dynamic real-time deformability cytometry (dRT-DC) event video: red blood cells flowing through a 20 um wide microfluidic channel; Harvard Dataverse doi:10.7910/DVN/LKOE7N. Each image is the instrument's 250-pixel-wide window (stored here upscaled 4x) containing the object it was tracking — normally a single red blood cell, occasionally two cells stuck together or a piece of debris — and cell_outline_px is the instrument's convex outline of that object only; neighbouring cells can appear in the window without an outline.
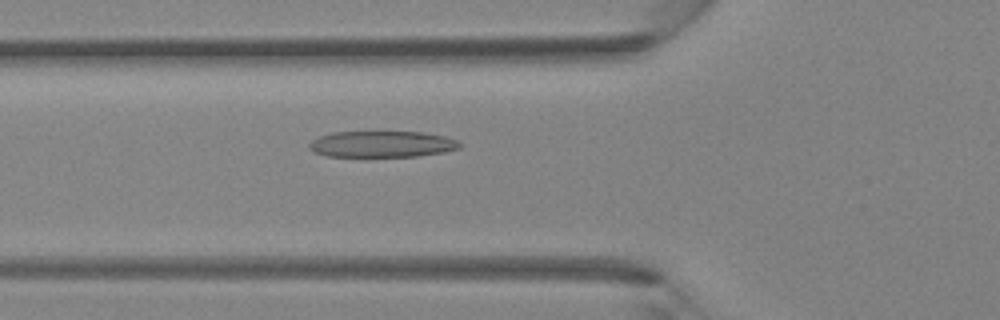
{"species": "Egyptian fruit bat (a non-hibernating species)", "species_latin": "Rousettus aegyptiacus", "temperature_condition": "room temperature", "stored_images_in_passage": 41, "camera_frame_rate_fps": 3000, "um_per_image_px": 0.085, "animal": {"sex": "female"}, "frame": {"image": 1, "passage_image": 15, "time_ms": 4.667, "image_size_px": [1000, 320], "cell_outline_px": [[460, 148], [444, 152], [416, 156], [324, 156], [308, 148], [308, 144], [312, 140], [320, 136], [332, 132], [424, 132], [444, 136], [456, 140], [460, 144]], "centroid_in_image_um": [32.45, 12.25], "position_along_channel_um": 93.4, "area_um2": 22.89}}
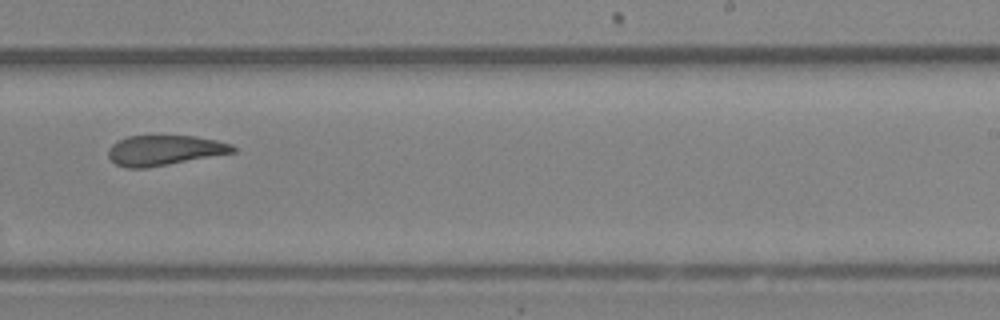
{"frame": {"image": 2, "passage_image": 26, "time_ms": 8.333, "image_size_px": [1000, 320], "cell_outline_px": [[236, 152], [148, 168], [124, 168], [116, 164], [108, 156], [108, 148], [116, 140], [128, 136], [192, 136], [216, 140], [232, 144], [236, 148]], "centroid_in_image_um": [13.95, 12.78], "position_along_channel_um": 275.0, "area_um2": 21.96}}
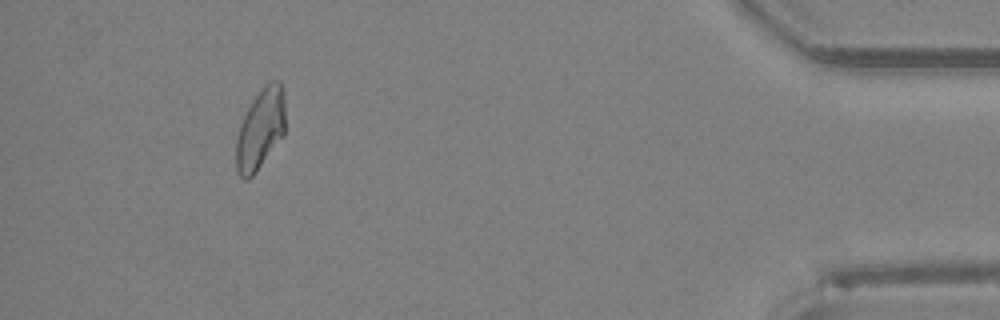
{"frame": {"image": 3, "passage_image": 38, "time_ms": 12.333, "image_size_px": [1000, 320], "cell_outline_px": [[284, 136], [256, 172], [248, 180], [244, 180], [236, 172], [236, 140], [240, 124], [252, 100], [264, 84], [272, 80], [280, 80], [284, 88]], "centroid_in_image_um": [22.14, 10.97], "position_along_channel_um": 413.1, "area_um2": 23.41}}